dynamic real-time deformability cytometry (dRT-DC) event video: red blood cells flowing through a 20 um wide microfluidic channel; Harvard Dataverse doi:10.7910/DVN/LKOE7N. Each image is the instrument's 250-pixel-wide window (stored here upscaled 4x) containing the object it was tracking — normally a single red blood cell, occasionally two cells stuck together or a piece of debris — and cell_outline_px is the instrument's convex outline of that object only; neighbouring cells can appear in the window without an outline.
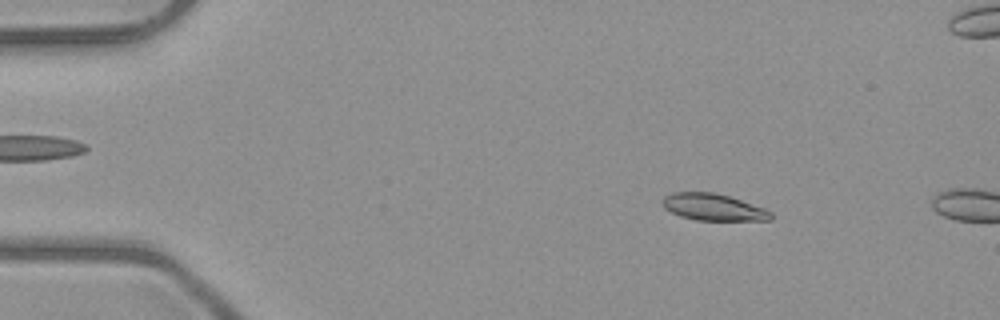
{"species": "common noctule bat (a hibernating species)", "species_latin": "Nyctalus noctula", "temperature_condition": "room temperature", "stored_images_in_passage": 9, "camera_frame_rate_fps": 3000, "um_per_image_px": 0.085, "animal": {"sex": "male", "body_mass_g": 23.1, "forearm_length_mm": 52.7}, "frame": {"image": 1, "passage_image": 6, "time_ms": 1.667, "image_size_px": [1000, 320], "cell_outline_px": [[772, 220], [696, 220], [680, 216], [664, 208], [660, 200], [664, 196], [672, 192], [712, 192], [728, 196], [764, 208], [772, 212]], "centroid_in_image_um": [60.59, 17.6], "position_along_channel_um": 24.4, "area_um2": 16.88}}